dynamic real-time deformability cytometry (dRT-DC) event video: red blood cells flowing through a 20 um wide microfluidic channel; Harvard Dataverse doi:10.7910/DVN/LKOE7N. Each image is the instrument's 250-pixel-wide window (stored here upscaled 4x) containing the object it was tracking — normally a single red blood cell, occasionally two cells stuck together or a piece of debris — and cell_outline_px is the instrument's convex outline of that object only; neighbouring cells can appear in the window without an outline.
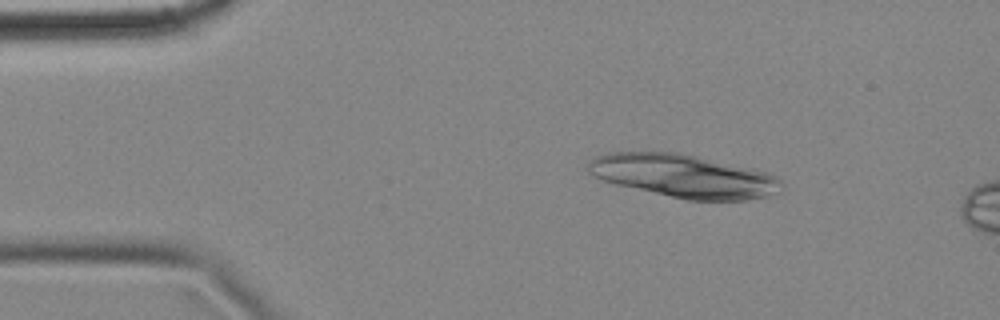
{"species": "common noctule bat (a hibernating species)", "species_latin": "Nyctalus noctula", "temperature_condition": "cold", "stored_images_in_passage": 3, "camera_frame_rate_fps": 3000, "um_per_image_px": 0.085, "animal": {"sex": "female", "body_mass_g": 18.4}, "frame": {"image": 1, "passage_image": 1, "time_ms": 0.0, "image_size_px": [1000, 320], "cell_outline_px": [[784, 184], [768, 196], [748, 200], [688, 200], [616, 184], [604, 180], [588, 172], [588, 164], [596, 156], [608, 152], [676, 152], [696, 156], [752, 168], [776, 176]], "centroid_in_image_um": [58.11, 14.95], "position_along_channel_um": 26.9, "area_um2": 47.97}}